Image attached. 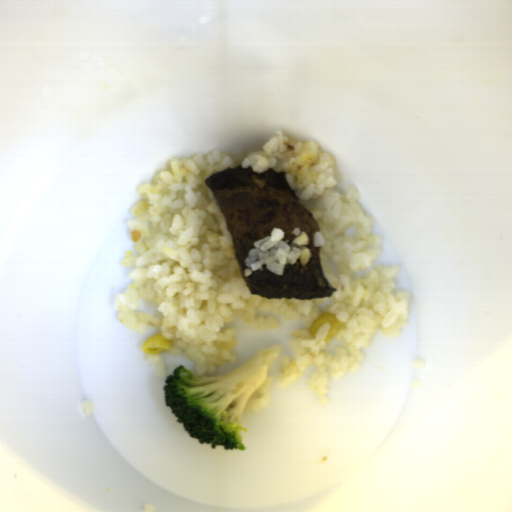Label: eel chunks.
<instances>
[{
    "label": "eel chunks",
    "instance_id": "1",
    "mask_svg": "<svg viewBox=\"0 0 512 512\" xmlns=\"http://www.w3.org/2000/svg\"><path fill=\"white\" fill-rule=\"evenodd\" d=\"M285 171L272 168L256 173L252 167H228L204 180L226 221L235 259L249 294L262 298L318 300L330 299L336 292L321 267V249L313 237L320 226L289 185ZM273 227L285 231L284 240L291 243L294 228L306 231L310 237L307 248L312 256L307 265H285L283 275L255 271L243 276L244 259L254 241L270 235Z\"/></svg>",
    "mask_w": 512,
    "mask_h": 512
}]
</instances>
